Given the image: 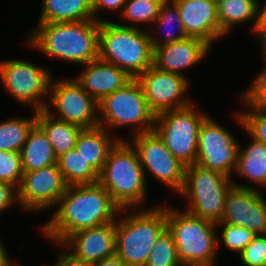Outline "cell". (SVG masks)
Instances as JSON below:
<instances>
[{"instance_id":"cell-19","label":"cell","mask_w":266,"mask_h":266,"mask_svg":"<svg viewBox=\"0 0 266 266\" xmlns=\"http://www.w3.org/2000/svg\"><path fill=\"white\" fill-rule=\"evenodd\" d=\"M210 49L203 40L187 37L153 48V66L162 71L185 76L183 69L199 64L209 54Z\"/></svg>"},{"instance_id":"cell-34","label":"cell","mask_w":266,"mask_h":266,"mask_svg":"<svg viewBox=\"0 0 266 266\" xmlns=\"http://www.w3.org/2000/svg\"><path fill=\"white\" fill-rule=\"evenodd\" d=\"M23 173L20 153L0 151V181L12 184L18 189Z\"/></svg>"},{"instance_id":"cell-22","label":"cell","mask_w":266,"mask_h":266,"mask_svg":"<svg viewBox=\"0 0 266 266\" xmlns=\"http://www.w3.org/2000/svg\"><path fill=\"white\" fill-rule=\"evenodd\" d=\"M36 124L44 131L57 157L75 148L78 136L83 130L78 125L53 117L46 109L37 111Z\"/></svg>"},{"instance_id":"cell-24","label":"cell","mask_w":266,"mask_h":266,"mask_svg":"<svg viewBox=\"0 0 266 266\" xmlns=\"http://www.w3.org/2000/svg\"><path fill=\"white\" fill-rule=\"evenodd\" d=\"M237 175L260 188L266 186V146L251 137V142L241 149L239 144L236 168Z\"/></svg>"},{"instance_id":"cell-16","label":"cell","mask_w":266,"mask_h":266,"mask_svg":"<svg viewBox=\"0 0 266 266\" xmlns=\"http://www.w3.org/2000/svg\"><path fill=\"white\" fill-rule=\"evenodd\" d=\"M255 186L233 182L226 193L220 222L245 227L255 235L266 234V199Z\"/></svg>"},{"instance_id":"cell-6","label":"cell","mask_w":266,"mask_h":266,"mask_svg":"<svg viewBox=\"0 0 266 266\" xmlns=\"http://www.w3.org/2000/svg\"><path fill=\"white\" fill-rule=\"evenodd\" d=\"M167 229L172 233L183 266H214L217 261L216 224L180 208L166 205Z\"/></svg>"},{"instance_id":"cell-11","label":"cell","mask_w":266,"mask_h":266,"mask_svg":"<svg viewBox=\"0 0 266 266\" xmlns=\"http://www.w3.org/2000/svg\"><path fill=\"white\" fill-rule=\"evenodd\" d=\"M49 94L50 103H47L45 109L53 117L83 129L99 126L98 103L75 78L56 81L52 78Z\"/></svg>"},{"instance_id":"cell-14","label":"cell","mask_w":266,"mask_h":266,"mask_svg":"<svg viewBox=\"0 0 266 266\" xmlns=\"http://www.w3.org/2000/svg\"><path fill=\"white\" fill-rule=\"evenodd\" d=\"M136 79L143 89L149 108L155 114L181 109L194 102L185 95L190 87L187 76L162 71L152 65Z\"/></svg>"},{"instance_id":"cell-29","label":"cell","mask_w":266,"mask_h":266,"mask_svg":"<svg viewBox=\"0 0 266 266\" xmlns=\"http://www.w3.org/2000/svg\"><path fill=\"white\" fill-rule=\"evenodd\" d=\"M30 118L10 117L0 122V151L20 153L28 134L36 124L37 111Z\"/></svg>"},{"instance_id":"cell-18","label":"cell","mask_w":266,"mask_h":266,"mask_svg":"<svg viewBox=\"0 0 266 266\" xmlns=\"http://www.w3.org/2000/svg\"><path fill=\"white\" fill-rule=\"evenodd\" d=\"M77 259L98 262L116 254L115 221L72 234L63 244Z\"/></svg>"},{"instance_id":"cell-35","label":"cell","mask_w":266,"mask_h":266,"mask_svg":"<svg viewBox=\"0 0 266 266\" xmlns=\"http://www.w3.org/2000/svg\"><path fill=\"white\" fill-rule=\"evenodd\" d=\"M240 97L251 107L266 110V65Z\"/></svg>"},{"instance_id":"cell-38","label":"cell","mask_w":266,"mask_h":266,"mask_svg":"<svg viewBox=\"0 0 266 266\" xmlns=\"http://www.w3.org/2000/svg\"><path fill=\"white\" fill-rule=\"evenodd\" d=\"M126 0H92L93 17L95 21L102 22L104 19L98 18V14L101 10L107 9L113 12V10L118 11L120 15L124 10ZM96 15V16H95Z\"/></svg>"},{"instance_id":"cell-36","label":"cell","mask_w":266,"mask_h":266,"mask_svg":"<svg viewBox=\"0 0 266 266\" xmlns=\"http://www.w3.org/2000/svg\"><path fill=\"white\" fill-rule=\"evenodd\" d=\"M238 256L244 266H266V234L256 235Z\"/></svg>"},{"instance_id":"cell-26","label":"cell","mask_w":266,"mask_h":266,"mask_svg":"<svg viewBox=\"0 0 266 266\" xmlns=\"http://www.w3.org/2000/svg\"><path fill=\"white\" fill-rule=\"evenodd\" d=\"M259 0H219L216 2L218 21L224 36H228L232 28L240 23L252 22V30H255L258 21Z\"/></svg>"},{"instance_id":"cell-9","label":"cell","mask_w":266,"mask_h":266,"mask_svg":"<svg viewBox=\"0 0 266 266\" xmlns=\"http://www.w3.org/2000/svg\"><path fill=\"white\" fill-rule=\"evenodd\" d=\"M196 103L156 114L154 131L172 155L184 165L196 164L198 134L207 116L197 111ZM203 113V114H202Z\"/></svg>"},{"instance_id":"cell-4","label":"cell","mask_w":266,"mask_h":266,"mask_svg":"<svg viewBox=\"0 0 266 266\" xmlns=\"http://www.w3.org/2000/svg\"><path fill=\"white\" fill-rule=\"evenodd\" d=\"M98 58L137 78L153 65L149 31L105 19L100 22Z\"/></svg>"},{"instance_id":"cell-32","label":"cell","mask_w":266,"mask_h":266,"mask_svg":"<svg viewBox=\"0 0 266 266\" xmlns=\"http://www.w3.org/2000/svg\"><path fill=\"white\" fill-rule=\"evenodd\" d=\"M245 110L235 112V119L250 137L262 142L266 146V110L249 106L242 98ZM247 107V109H246Z\"/></svg>"},{"instance_id":"cell-7","label":"cell","mask_w":266,"mask_h":266,"mask_svg":"<svg viewBox=\"0 0 266 266\" xmlns=\"http://www.w3.org/2000/svg\"><path fill=\"white\" fill-rule=\"evenodd\" d=\"M155 117L136 78L98 103L99 126L109 132L125 126H132L131 136L150 132L154 130Z\"/></svg>"},{"instance_id":"cell-25","label":"cell","mask_w":266,"mask_h":266,"mask_svg":"<svg viewBox=\"0 0 266 266\" xmlns=\"http://www.w3.org/2000/svg\"><path fill=\"white\" fill-rule=\"evenodd\" d=\"M38 22H78L94 20L92 0H41Z\"/></svg>"},{"instance_id":"cell-39","label":"cell","mask_w":266,"mask_h":266,"mask_svg":"<svg viewBox=\"0 0 266 266\" xmlns=\"http://www.w3.org/2000/svg\"><path fill=\"white\" fill-rule=\"evenodd\" d=\"M59 246L63 248V250H61L62 252H59L58 259L54 266H92V263L90 262L77 259L72 253H70V251L68 252L63 245Z\"/></svg>"},{"instance_id":"cell-30","label":"cell","mask_w":266,"mask_h":266,"mask_svg":"<svg viewBox=\"0 0 266 266\" xmlns=\"http://www.w3.org/2000/svg\"><path fill=\"white\" fill-rule=\"evenodd\" d=\"M164 1L165 0H126L121 16L124 20L126 19L127 22H133V25L122 24V22L118 24L133 28H139L137 25L139 23L153 24L159 15L160 7Z\"/></svg>"},{"instance_id":"cell-23","label":"cell","mask_w":266,"mask_h":266,"mask_svg":"<svg viewBox=\"0 0 266 266\" xmlns=\"http://www.w3.org/2000/svg\"><path fill=\"white\" fill-rule=\"evenodd\" d=\"M23 171H35L57 164V156L44 131L35 124L20 151Z\"/></svg>"},{"instance_id":"cell-21","label":"cell","mask_w":266,"mask_h":266,"mask_svg":"<svg viewBox=\"0 0 266 266\" xmlns=\"http://www.w3.org/2000/svg\"><path fill=\"white\" fill-rule=\"evenodd\" d=\"M111 136L107 129L100 126L83 129L75 144L76 150L98 174L102 172L110 150L122 140L116 136L111 139Z\"/></svg>"},{"instance_id":"cell-20","label":"cell","mask_w":266,"mask_h":266,"mask_svg":"<svg viewBox=\"0 0 266 266\" xmlns=\"http://www.w3.org/2000/svg\"><path fill=\"white\" fill-rule=\"evenodd\" d=\"M84 67L75 79L97 103L132 79L125 71L99 58Z\"/></svg>"},{"instance_id":"cell-13","label":"cell","mask_w":266,"mask_h":266,"mask_svg":"<svg viewBox=\"0 0 266 266\" xmlns=\"http://www.w3.org/2000/svg\"><path fill=\"white\" fill-rule=\"evenodd\" d=\"M238 147L237 138L207 115L199 129L196 164L231 178L236 168Z\"/></svg>"},{"instance_id":"cell-31","label":"cell","mask_w":266,"mask_h":266,"mask_svg":"<svg viewBox=\"0 0 266 266\" xmlns=\"http://www.w3.org/2000/svg\"><path fill=\"white\" fill-rule=\"evenodd\" d=\"M144 266H183L172 233L166 228L157 238Z\"/></svg>"},{"instance_id":"cell-27","label":"cell","mask_w":266,"mask_h":266,"mask_svg":"<svg viewBox=\"0 0 266 266\" xmlns=\"http://www.w3.org/2000/svg\"><path fill=\"white\" fill-rule=\"evenodd\" d=\"M153 24L156 25L157 31L160 30L161 33L162 29H164V31H167L166 33H162L165 35L161 34L164 39H162L161 36L157 37L156 35H154L153 33L156 32L154 30L153 32H149L152 48H156L187 38L183 23L180 18V14L178 12V8L172 0H165L162 3L159 10V15ZM169 28H172V30H170Z\"/></svg>"},{"instance_id":"cell-1","label":"cell","mask_w":266,"mask_h":266,"mask_svg":"<svg viewBox=\"0 0 266 266\" xmlns=\"http://www.w3.org/2000/svg\"><path fill=\"white\" fill-rule=\"evenodd\" d=\"M126 210L113 202L99 182L69 185L51 219L40 228L43 236L58 246L78 231L114 222Z\"/></svg>"},{"instance_id":"cell-33","label":"cell","mask_w":266,"mask_h":266,"mask_svg":"<svg viewBox=\"0 0 266 266\" xmlns=\"http://www.w3.org/2000/svg\"><path fill=\"white\" fill-rule=\"evenodd\" d=\"M216 227H219V230H221V227L223 228L220 236L222 240L219 239L220 237H217V248H220L219 245L223 243L228 250L238 253L239 255L256 236L245 227L229 223L219 222L216 224Z\"/></svg>"},{"instance_id":"cell-40","label":"cell","mask_w":266,"mask_h":266,"mask_svg":"<svg viewBox=\"0 0 266 266\" xmlns=\"http://www.w3.org/2000/svg\"><path fill=\"white\" fill-rule=\"evenodd\" d=\"M92 266H126V264L115 254L93 263Z\"/></svg>"},{"instance_id":"cell-17","label":"cell","mask_w":266,"mask_h":266,"mask_svg":"<svg viewBox=\"0 0 266 266\" xmlns=\"http://www.w3.org/2000/svg\"><path fill=\"white\" fill-rule=\"evenodd\" d=\"M180 14L187 37L198 38L210 47L224 37L213 0H172Z\"/></svg>"},{"instance_id":"cell-42","label":"cell","mask_w":266,"mask_h":266,"mask_svg":"<svg viewBox=\"0 0 266 266\" xmlns=\"http://www.w3.org/2000/svg\"><path fill=\"white\" fill-rule=\"evenodd\" d=\"M15 264L9 258L5 244L0 240V266H14Z\"/></svg>"},{"instance_id":"cell-43","label":"cell","mask_w":266,"mask_h":266,"mask_svg":"<svg viewBox=\"0 0 266 266\" xmlns=\"http://www.w3.org/2000/svg\"><path fill=\"white\" fill-rule=\"evenodd\" d=\"M258 1V21L256 26H266V2Z\"/></svg>"},{"instance_id":"cell-8","label":"cell","mask_w":266,"mask_h":266,"mask_svg":"<svg viewBox=\"0 0 266 266\" xmlns=\"http://www.w3.org/2000/svg\"><path fill=\"white\" fill-rule=\"evenodd\" d=\"M231 179L197 164L187 165L179 195L186 198L189 205L183 210L215 224L219 223L224 213L226 193L233 185Z\"/></svg>"},{"instance_id":"cell-2","label":"cell","mask_w":266,"mask_h":266,"mask_svg":"<svg viewBox=\"0 0 266 266\" xmlns=\"http://www.w3.org/2000/svg\"><path fill=\"white\" fill-rule=\"evenodd\" d=\"M100 22H38L25 40L46 56L84 66L98 59Z\"/></svg>"},{"instance_id":"cell-10","label":"cell","mask_w":266,"mask_h":266,"mask_svg":"<svg viewBox=\"0 0 266 266\" xmlns=\"http://www.w3.org/2000/svg\"><path fill=\"white\" fill-rule=\"evenodd\" d=\"M51 71L42 65L36 66L25 60L0 61V81L15 100L33 106L34 111L46 108L44 96L50 92Z\"/></svg>"},{"instance_id":"cell-3","label":"cell","mask_w":266,"mask_h":266,"mask_svg":"<svg viewBox=\"0 0 266 266\" xmlns=\"http://www.w3.org/2000/svg\"><path fill=\"white\" fill-rule=\"evenodd\" d=\"M99 183L120 209L142 207L147 197V180L130 140H119L110 150Z\"/></svg>"},{"instance_id":"cell-15","label":"cell","mask_w":266,"mask_h":266,"mask_svg":"<svg viewBox=\"0 0 266 266\" xmlns=\"http://www.w3.org/2000/svg\"><path fill=\"white\" fill-rule=\"evenodd\" d=\"M18 187V202L22 211L40 212L55 208L65 193L67 184L57 164L35 171H23Z\"/></svg>"},{"instance_id":"cell-28","label":"cell","mask_w":266,"mask_h":266,"mask_svg":"<svg viewBox=\"0 0 266 266\" xmlns=\"http://www.w3.org/2000/svg\"><path fill=\"white\" fill-rule=\"evenodd\" d=\"M57 165L68 186L99 182V174L76 148L57 157Z\"/></svg>"},{"instance_id":"cell-41","label":"cell","mask_w":266,"mask_h":266,"mask_svg":"<svg viewBox=\"0 0 266 266\" xmlns=\"http://www.w3.org/2000/svg\"><path fill=\"white\" fill-rule=\"evenodd\" d=\"M252 32H254L258 40L261 41L260 46L263 52V58L265 59L263 62L266 63V26H256L255 30Z\"/></svg>"},{"instance_id":"cell-5","label":"cell","mask_w":266,"mask_h":266,"mask_svg":"<svg viewBox=\"0 0 266 266\" xmlns=\"http://www.w3.org/2000/svg\"><path fill=\"white\" fill-rule=\"evenodd\" d=\"M127 210L126 216L115 220L116 254L126 266H144L157 238L167 228L166 206L130 209L135 210L131 213Z\"/></svg>"},{"instance_id":"cell-37","label":"cell","mask_w":266,"mask_h":266,"mask_svg":"<svg viewBox=\"0 0 266 266\" xmlns=\"http://www.w3.org/2000/svg\"><path fill=\"white\" fill-rule=\"evenodd\" d=\"M14 204L19 205L18 189L12 184L0 181V214Z\"/></svg>"},{"instance_id":"cell-12","label":"cell","mask_w":266,"mask_h":266,"mask_svg":"<svg viewBox=\"0 0 266 266\" xmlns=\"http://www.w3.org/2000/svg\"><path fill=\"white\" fill-rule=\"evenodd\" d=\"M130 143L138 153L146 180L148 171L173 192L182 191L186 165L172 155L154 130L133 135Z\"/></svg>"}]
</instances>
